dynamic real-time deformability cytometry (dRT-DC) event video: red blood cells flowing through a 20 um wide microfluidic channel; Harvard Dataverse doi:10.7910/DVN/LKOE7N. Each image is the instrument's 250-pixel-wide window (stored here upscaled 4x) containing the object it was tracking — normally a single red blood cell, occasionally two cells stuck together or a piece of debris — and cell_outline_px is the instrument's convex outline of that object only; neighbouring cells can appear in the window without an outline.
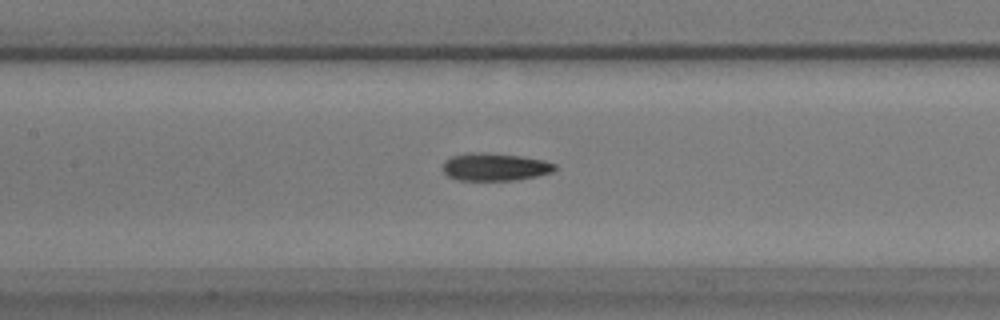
{"species": "common noctule bat (a hibernating species)", "species_latin": "Nyctalus noctula", "temperature_condition": "warm", "stored_images_in_passage": 57, "camera_frame_rate_fps": 3000, "um_per_image_px": 0.085, "animal": {"sex": "male", "body_mass_g": 17.9}, "frame": {"image": 1, "passage_image": 26, "time_ms": 8.333, "image_size_px": [1000, 320], "cell_outline_px": [[556, 168], [552, 172], [536, 176], [516, 180], [456, 180], [448, 176], [444, 172], [444, 160], [452, 156], [468, 152], [484, 152], [520, 156], [544, 160], [556, 164]], "centroid_in_image_um": [42.06, 14.18], "position_along_channel_um": 165.3, "area_um2": 18.09}}
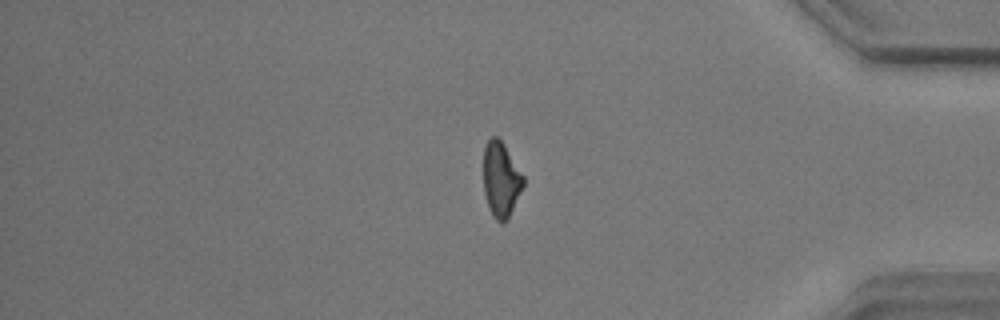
{"frame": {"image": 2, "passage_image": 48, "time_ms": 15.667, "image_size_px": [1000, 320], "cell_outline_px": [[524, 184], [508, 220], [504, 224], [500, 224], [492, 216], [484, 192], [484, 148], [488, 140], [492, 136], [496, 136], [504, 144], [524, 176]], "centroid_in_image_um": [42.59, 15.29], "position_along_channel_um": 392.6, "area_um2": 17.46}}
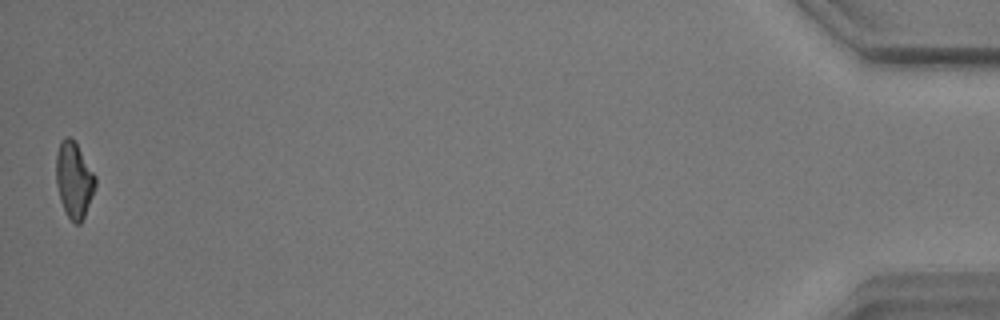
{"frame": {"image": 3, "passage_image": 57, "time_ms": 18.667, "image_size_px": [1000, 320], "cell_outline_px": [[96, 184], [92, 196], [84, 216], [80, 224], [76, 224], [68, 216], [60, 200], [56, 184], [56, 152], [60, 140], [64, 136], [72, 136], [96, 176]], "centroid_in_image_um": [6.28, 15.23], "position_along_channel_um": 428.9, "area_um2": 17.4}, "authors_computed_cell_mechanics": {"area_um2": 17.7446, "velocity_mm_per_s": 3.4879, "shape_relaxation_time_tau1_ms": 4.0005, "shape_relaxation_time_tau2_ms": 5.7804, "deformation_change_tau1": 0.1516, "deformation_change_tau2": 0.1264}}